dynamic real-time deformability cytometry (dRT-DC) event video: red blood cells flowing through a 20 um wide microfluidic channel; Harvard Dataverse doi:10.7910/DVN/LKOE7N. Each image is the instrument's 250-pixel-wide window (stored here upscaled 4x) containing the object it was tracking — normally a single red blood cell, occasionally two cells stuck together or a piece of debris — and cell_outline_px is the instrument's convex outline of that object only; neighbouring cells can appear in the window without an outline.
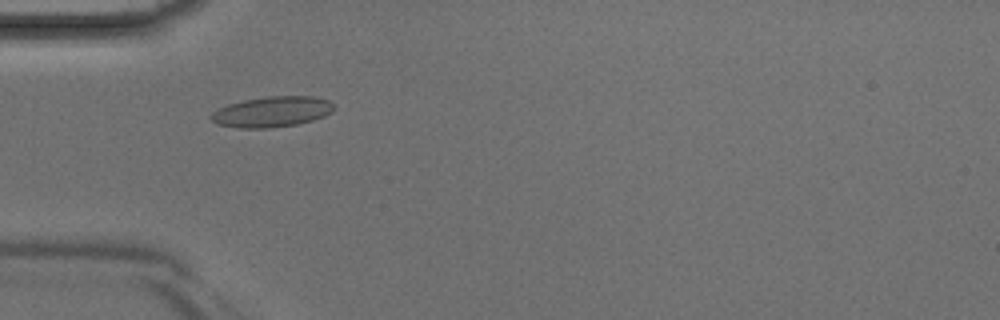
{"species": "Egyptian fruit bat (a non-hibernating species)", "species_latin": "Rousettus aegyptiacus", "temperature_condition": "room temperature", "stored_images_in_passage": 36, "camera_frame_rate_fps": 3000, "um_per_image_px": 0.085, "animal": {"sex": "male"}, "frame": {"image": 1, "passage_image": 6, "time_ms": 1.667, "image_size_px": [1000, 320], "cell_outline_px": [[332, 112], [324, 116], [312, 120], [296, 124], [268, 128], [240, 128], [216, 124], [208, 116], [212, 112], [228, 104], [244, 100], [268, 96], [312, 96], [328, 100], [332, 104]], "centroid_in_image_um": [23.08, 9.5], "position_along_channel_um": 61.9, "area_um2": 21.73}}
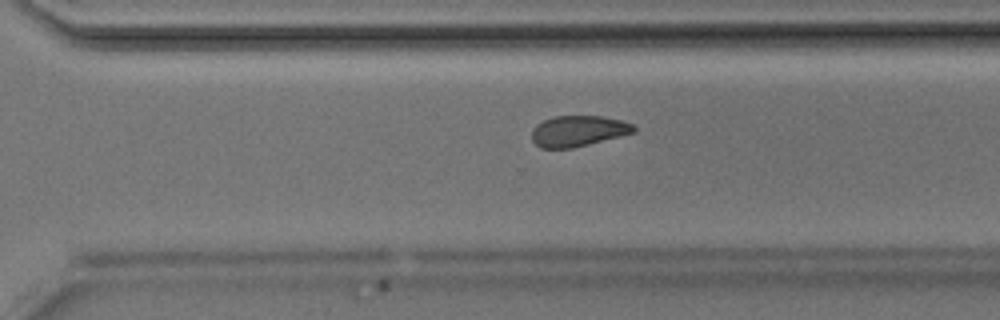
{"frame": {"image": 2, "passage_image": 23, "time_ms": 7.333, "image_size_px": [1000, 320], "cell_outline_px": [[636, 132], [572, 148], [540, 148], [532, 140], [532, 128], [536, 124], [544, 120], [556, 116], [604, 116], [620, 120], [632, 124], [636, 128]], "centroid_in_image_um": [49.13, 11.13], "position_along_channel_um": 321.5, "area_um2": 18.26}}
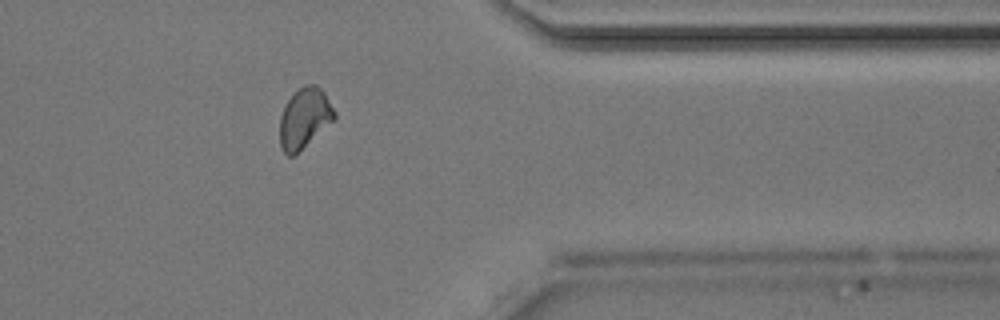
{"frame": {"image": 3, "passage_image": 28, "time_ms": 9.0, "image_size_px": [1000, 320], "cell_outline_px": [[336, 116], [332, 120], [292, 156], [288, 156], [280, 148], [280, 116], [284, 104], [304, 84], [316, 84], [324, 92], [336, 112]], "centroid_in_image_um": [25.85, 10.0], "position_along_channel_um": 385.6, "area_um2": 18.61}}